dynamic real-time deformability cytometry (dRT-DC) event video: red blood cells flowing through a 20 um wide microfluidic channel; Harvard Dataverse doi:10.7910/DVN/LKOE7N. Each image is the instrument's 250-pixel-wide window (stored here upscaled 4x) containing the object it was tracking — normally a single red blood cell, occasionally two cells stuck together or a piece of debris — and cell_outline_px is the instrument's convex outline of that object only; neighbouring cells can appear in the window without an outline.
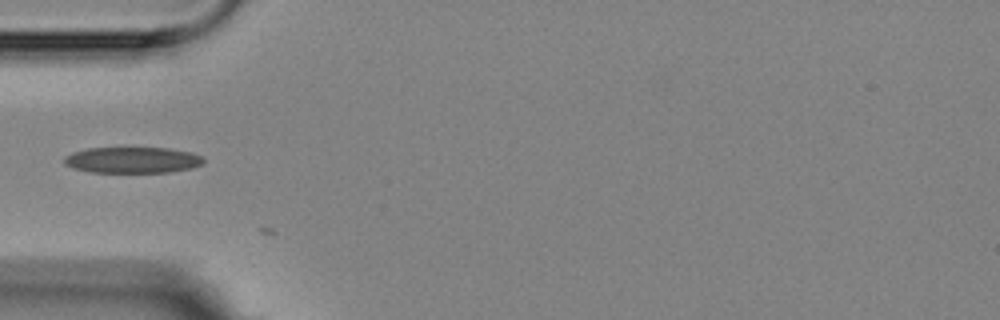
{"species": "Egyptian fruit bat (a non-hibernating species)", "species_latin": "Rousettus aegyptiacus", "temperature_condition": "room temperature", "stored_images_in_passage": 3, "camera_frame_rate_fps": 3000, "um_per_image_px": 0.085, "animal": {"sex": "female"}, "frame": {"image": 1, "passage_image": 2, "time_ms": 1.333, "image_size_px": [1000, 320], "cell_outline_px": [[204, 164], [192, 168], [168, 172], [92, 172], [72, 168], [64, 164], [64, 156], [72, 152], [88, 148], [168, 148], [192, 152], [204, 156]], "centroid_in_image_um": [11.28, 13.6], "position_along_channel_um": 73.7, "area_um2": 21.33}}